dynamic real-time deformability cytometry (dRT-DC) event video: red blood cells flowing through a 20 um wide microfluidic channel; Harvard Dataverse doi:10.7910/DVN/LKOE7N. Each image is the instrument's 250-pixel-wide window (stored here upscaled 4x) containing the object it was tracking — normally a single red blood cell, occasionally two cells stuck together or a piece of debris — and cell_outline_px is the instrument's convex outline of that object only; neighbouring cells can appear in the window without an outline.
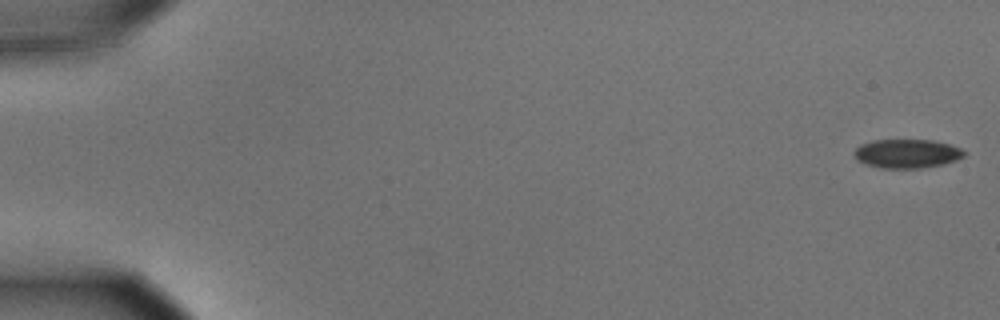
{"species": "common noctule bat (a hibernating species)", "species_latin": "Nyctalus noctula", "temperature_condition": "cold", "stored_images_in_passage": 57, "camera_frame_rate_fps": 3000, "um_per_image_px": 0.085, "animal": {"sex": "male", "body_mass_g": 15.6}, "frame": {"image": 1, "passage_image": 1, "time_ms": 0.0, "image_size_px": [1000, 320], "cell_outline_px": [[968, 152], [964, 156], [956, 160], [940, 164], [920, 168], [880, 168], [864, 164], [856, 160], [852, 152], [860, 144], [872, 140], [932, 140], [948, 144], [960, 148]], "centroid_in_image_um": [77.04, 13.05], "position_along_channel_um": 8.0, "area_um2": 18.61}}
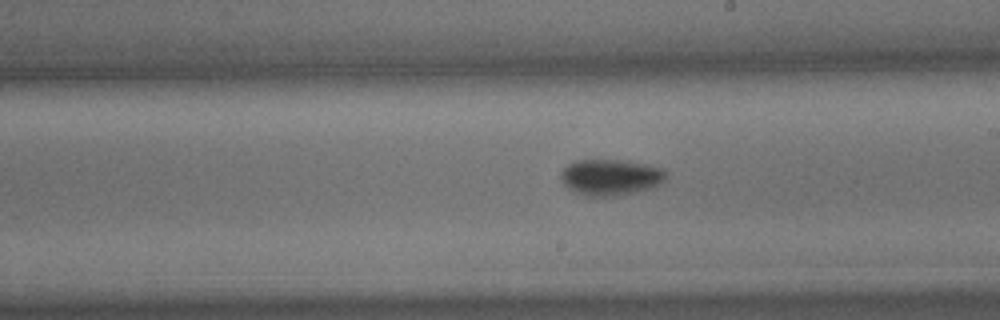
{"frame": {"image": 2, "passage_image": 33, "time_ms": 10.667, "image_size_px": [1000, 320], "cell_outline_px": [[668, 176], [660, 184], [652, 188], [636, 192], [616, 196], [584, 196], [568, 188], [560, 180], [560, 172], [568, 164], [576, 160], [628, 160], [648, 164], [664, 168]], "centroid_in_image_um": [51.92, 15.06], "position_along_channel_um": 237.1, "area_um2": 22.54}}
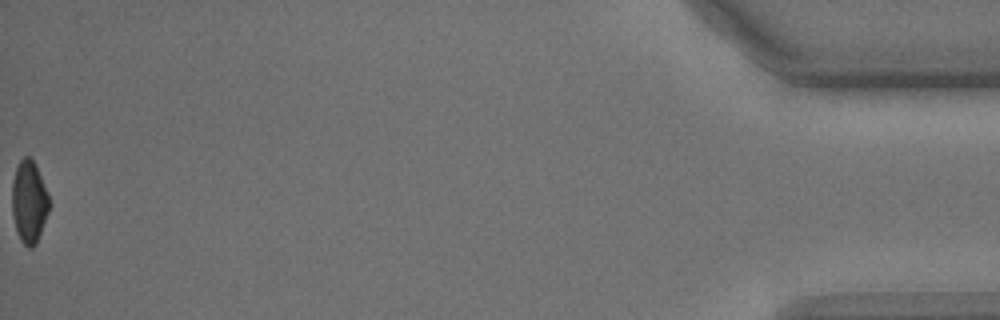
{"frame": {"image": 3, "passage_image": 57, "time_ms": 18.667, "image_size_px": [1000, 320], "cell_outline_px": [[52, 204], [36, 244], [32, 248], [28, 248], [20, 240], [16, 232], [12, 212], [12, 180], [16, 168], [20, 160], [24, 156], [28, 156], [32, 160], [48, 192]], "centroid_in_image_um": [2.48, 17.19], "position_along_channel_um": 432.7, "area_um2": 18.03}, "authors_computed_cell_mechanics": {"area_um2": 19.7676, "velocity_mm_per_s": 3.5876, "shape_relaxation_time_tau1_ms": 2.5128, "shape_relaxation_time_tau2_ms": null, "deformation_change_tau1": 0.0924, "deformation_change_tau2": null}}